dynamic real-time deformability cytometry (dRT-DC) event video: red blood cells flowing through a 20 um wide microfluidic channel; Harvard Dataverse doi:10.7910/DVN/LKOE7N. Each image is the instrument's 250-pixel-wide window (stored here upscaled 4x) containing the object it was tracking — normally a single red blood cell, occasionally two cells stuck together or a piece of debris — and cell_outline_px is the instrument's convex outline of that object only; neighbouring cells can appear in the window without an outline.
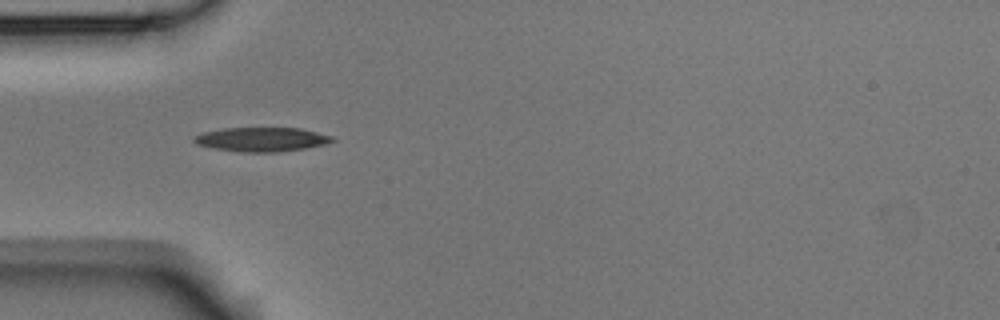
{"species": "Egyptian fruit bat (a non-hibernating species)", "species_latin": "Rousettus aegyptiacus", "temperature_condition": "room temperature", "stored_images_in_passage": 38, "camera_frame_rate_fps": 3000, "um_per_image_px": 0.085, "animal": {"sex": "male"}, "frame": {"image": 1, "passage_image": 1, "time_ms": 0.0, "image_size_px": [1000, 320], "cell_outline_px": [[336, 140], [324, 144], [304, 148], [276, 152], [240, 152], [212, 148], [196, 144], [192, 140], [196, 136], [204, 132], [224, 128], [300, 128], [332, 136]], "centroid_in_image_um": [22.22, 11.85], "position_along_channel_um": 62.8, "area_um2": 19.31}}
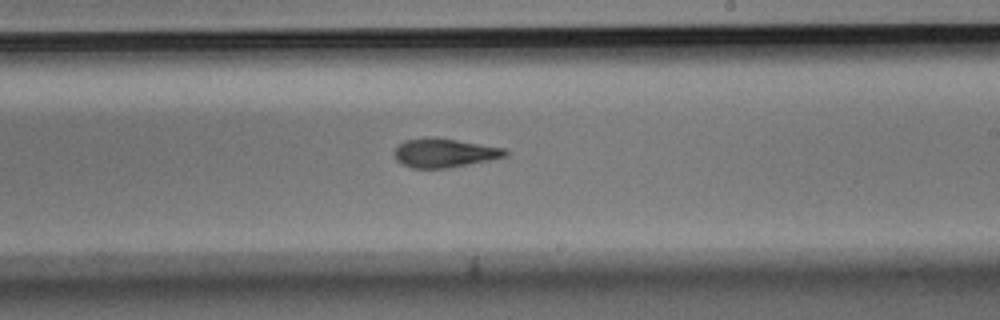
{"frame": {"image": 2, "passage_image": 16, "time_ms": 5.0, "image_size_px": [1000, 320], "cell_outline_px": [[512, 152], [508, 156], [448, 168], [412, 168], [400, 164], [396, 160], [396, 148], [404, 140], [424, 136], [456, 140], [504, 148]], "centroid_in_image_um": [37.78, 12.99], "position_along_channel_um": 251.2, "area_um2": 18.67}}
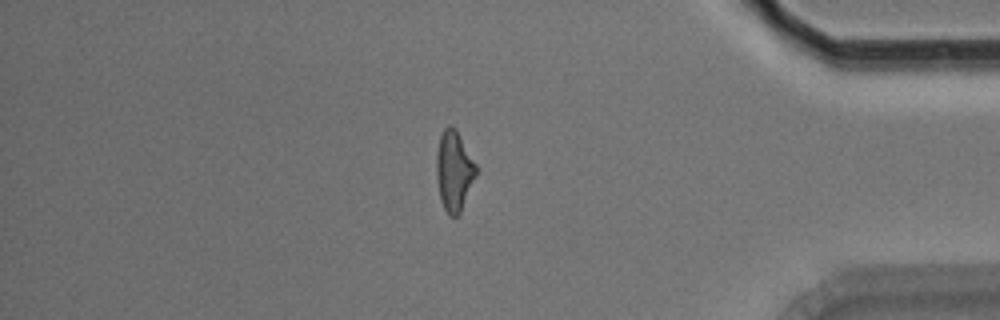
{"frame": {"image": 3, "passage_image": 30, "time_ms": 9.667, "image_size_px": [1000, 320], "cell_outline_px": [[480, 168], [460, 212], [456, 216], [448, 216], [440, 200], [436, 172], [436, 156], [440, 136], [444, 128], [448, 124], [452, 124], [456, 128]], "centroid_in_image_um": [38.62, 14.48], "position_along_channel_um": 396.6, "area_um2": 18.96}, "authors_computed_cell_mechanics": {"area_um2": 18.8428, "velocity_mm_per_s": 3.779, "shape_relaxation_time_tau1_ms": 5.5785, "shape_relaxation_time_tau2_ms": 3.3258, "deformation_change_tau1": 0.1886, "deformation_change_tau2": 0.1289}}